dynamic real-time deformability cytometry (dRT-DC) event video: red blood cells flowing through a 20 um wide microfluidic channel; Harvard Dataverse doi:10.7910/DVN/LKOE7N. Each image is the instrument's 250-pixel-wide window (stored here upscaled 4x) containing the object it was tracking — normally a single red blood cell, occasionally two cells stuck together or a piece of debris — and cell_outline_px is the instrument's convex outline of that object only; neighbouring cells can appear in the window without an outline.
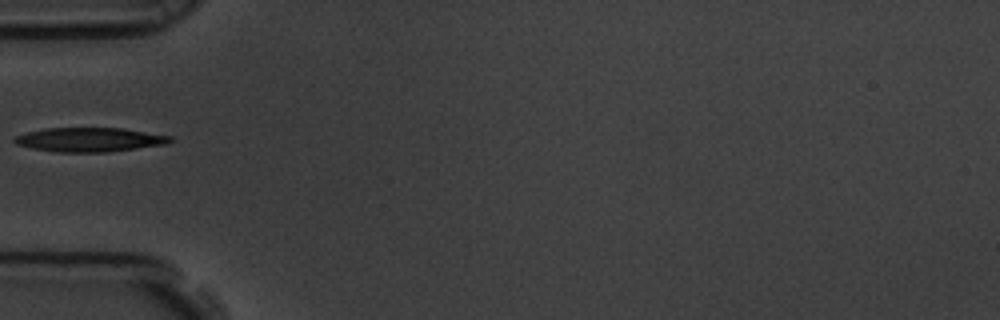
{"species": "common noctule bat (a hibernating species)", "species_latin": "Nyctalus noctula", "temperature_condition": "room temperature", "stored_images_in_passage": 1, "camera_frame_rate_fps": 3000, "um_per_image_px": 0.085, "animal": {"sex": "male", "body_mass_g": 19.5, "forearm_length_mm": 54.6}, "frame": {"image": 1, "passage_image": 1, "time_ms": 0.0, "image_size_px": [1000, 320], "cell_outline_px": [[172, 140], [164, 144], [108, 152], [60, 152], [32, 148], [16, 144], [12, 140], [16, 136], [28, 132], [44, 128], [124, 128], [172, 136]], "centroid_in_image_um": [7.6, 11.86], "position_along_channel_um": 77.4, "area_um2": 21.73}}